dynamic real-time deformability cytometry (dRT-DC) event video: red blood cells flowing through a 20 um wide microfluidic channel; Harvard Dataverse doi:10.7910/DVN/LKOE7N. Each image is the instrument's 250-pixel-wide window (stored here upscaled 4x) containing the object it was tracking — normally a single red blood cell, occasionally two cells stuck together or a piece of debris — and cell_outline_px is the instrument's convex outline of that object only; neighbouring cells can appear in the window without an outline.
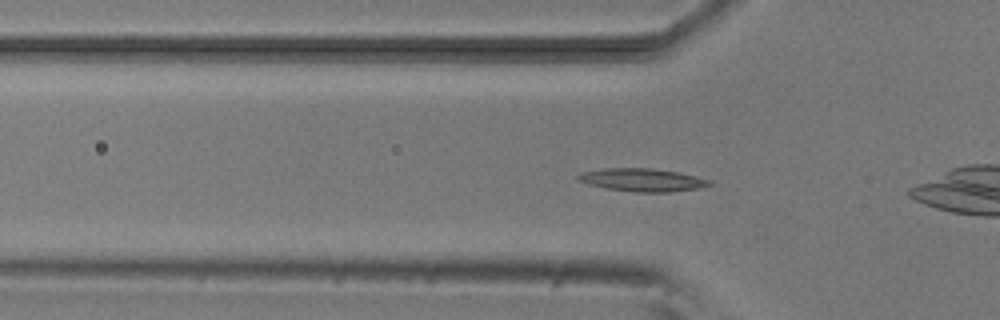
{"species": "common noctule bat (a hibernating species)", "species_latin": "Nyctalus noctula", "temperature_condition": "room temperature", "stored_images_in_passage": 49, "camera_frame_rate_fps": 3000, "um_per_image_px": 0.085, "animal": {"sex": "male", "body_mass_g": 20.5, "forearm_length_mm": 52.5}, "frame": {"image": 1, "passage_image": 12, "time_ms": 3.667, "image_size_px": [1000, 320], "cell_outline_px": [[716, 184], [696, 188], [668, 192], [632, 192], [604, 188], [588, 184], [576, 180], [576, 176], [580, 172], [604, 168], [652, 168], [680, 172], [712, 180]], "centroid_in_image_um": [54.59, 15.29], "position_along_channel_um": 71.2, "area_um2": 17.86}}
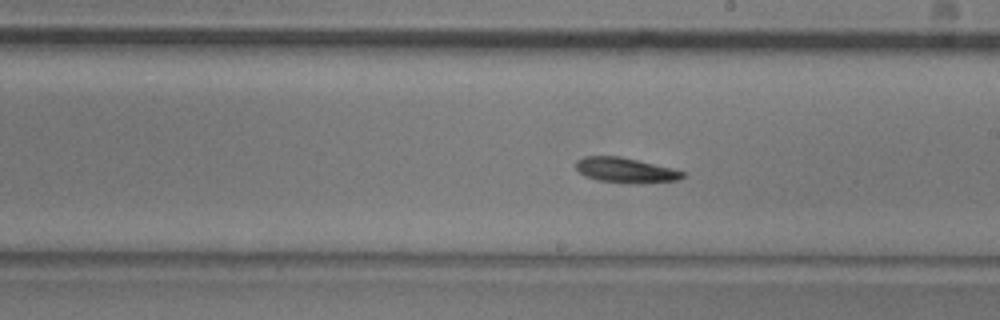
{"frame": {"image": 2, "passage_image": 25, "time_ms": 8.0, "image_size_px": [1000, 320], "cell_outline_px": [[684, 176], [676, 180], [636, 184], [628, 184], [596, 180], [584, 176], [576, 168], [576, 160], [584, 156], [620, 156], [684, 172]], "centroid_in_image_um": [53.09, 14.48], "position_along_channel_um": 235.9, "area_um2": 15.43}}
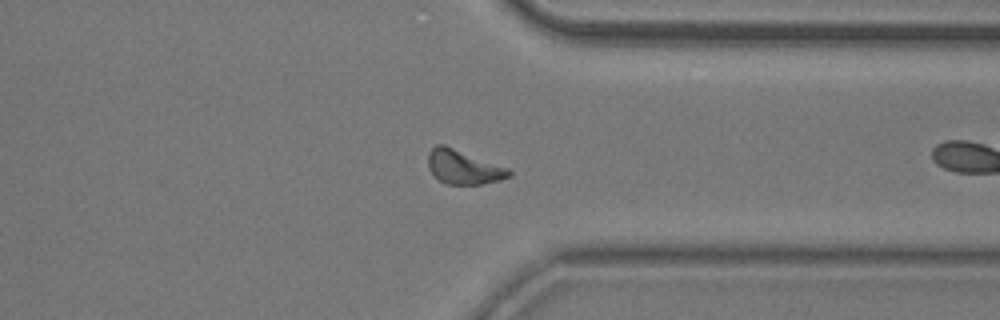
{"frame": {"image": 3, "passage_image": 36, "time_ms": 11.667, "image_size_px": [1000, 320], "cell_outline_px": [[512, 176], [500, 180], [480, 184], [444, 184], [432, 172], [428, 164], [428, 152], [436, 144], [444, 144], [508, 168], [512, 172]], "centroid_in_image_um": [39.4, 14.19], "position_along_channel_um": 372.0, "area_um2": 15.95}, "authors_computed_cell_mechanics": {"area_um2": 15.6638, "velocity_mm_per_s": 3.7786, "shape_relaxation_time_tau1_ms": 4.6202, "shape_relaxation_time_tau2_ms": null, "deformation_change_tau1": 0.1371, "deformation_change_tau2": null}}